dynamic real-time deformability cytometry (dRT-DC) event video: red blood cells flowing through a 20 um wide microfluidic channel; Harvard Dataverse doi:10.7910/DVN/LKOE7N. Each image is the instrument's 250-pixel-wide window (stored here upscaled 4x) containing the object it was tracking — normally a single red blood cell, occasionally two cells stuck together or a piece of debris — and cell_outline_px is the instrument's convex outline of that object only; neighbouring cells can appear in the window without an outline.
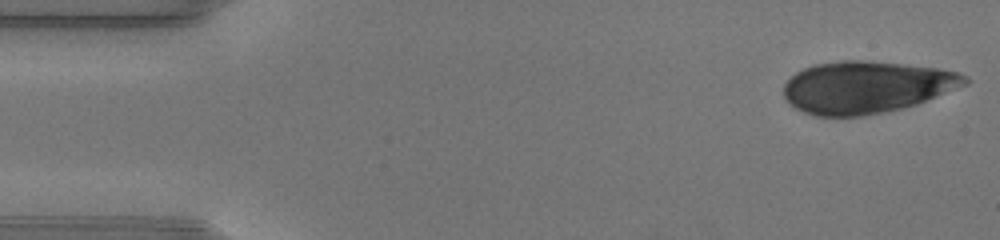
{"species": "human", "species_latin": "Homo sapiens", "temperature_condition": "warm", "stored_images_in_passage": 46, "camera_frame_rate_fps": 3000, "um_per_image_px": 0.085, "donor": {"sex": "male"}, "frame": {"image": 1, "passage_image": 1, "time_ms": 0.0, "image_size_px": [1000, 240], "cell_outline_px": [[968, 84], [916, 104], [900, 108], [864, 116], [816, 116], [804, 112], [796, 108], [784, 100], [784, 84], [796, 72], [804, 68], [816, 64], [840, 60], [864, 60], [904, 64], [936, 68], [960, 72], [968, 76]], "centroid_in_image_um": [73.63, 7.4], "position_along_channel_um": 11.4, "area_um2": 54.91}}